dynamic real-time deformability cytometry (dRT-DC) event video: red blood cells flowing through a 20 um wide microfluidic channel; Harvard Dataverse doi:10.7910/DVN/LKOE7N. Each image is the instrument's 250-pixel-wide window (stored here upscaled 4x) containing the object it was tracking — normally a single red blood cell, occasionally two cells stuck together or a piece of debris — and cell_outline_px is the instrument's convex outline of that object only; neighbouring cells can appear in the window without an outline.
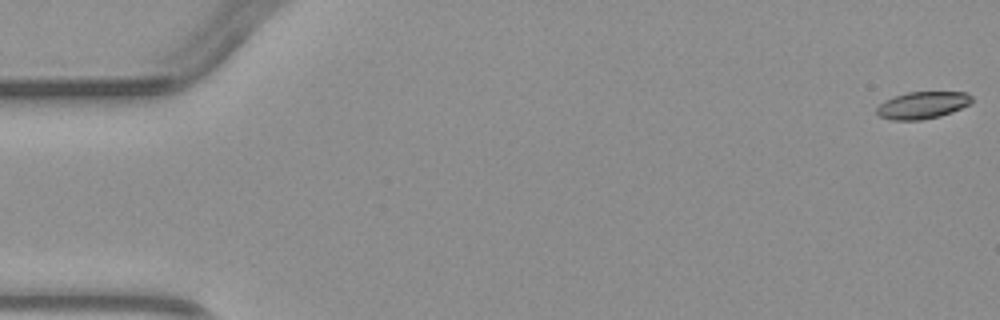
{"species": "common noctule bat (a hibernating species)", "species_latin": "Nyctalus noctula", "temperature_condition": "warm", "stored_images_in_passage": 7, "camera_frame_rate_fps": 3000, "um_per_image_px": 0.085, "animal": {"sex": "male", "body_mass_g": 23.1, "forearm_length_mm": 52.7}, "frame": {"image": 1, "passage_image": 1, "time_ms": 0.0, "image_size_px": [1000, 320], "cell_outline_px": [[972, 104], [952, 112], [940, 116], [920, 120], [888, 120], [880, 116], [876, 112], [876, 108], [884, 100], [892, 96], [908, 92], [968, 92], [972, 96]], "centroid_in_image_um": [78.41, 8.94], "position_along_channel_um": 6.6, "area_um2": 15.26}}
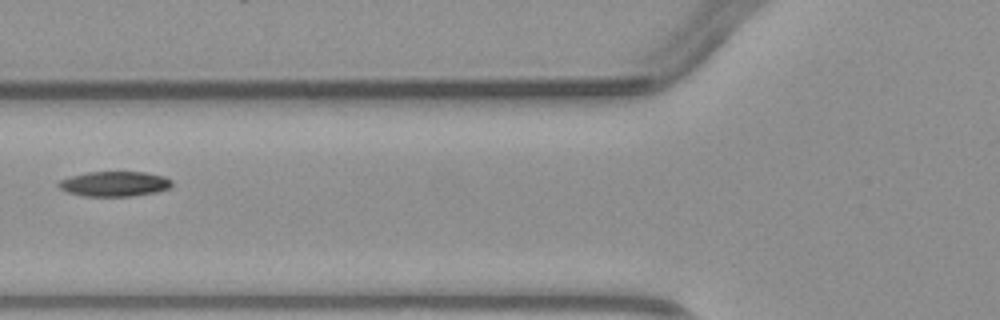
{"frame": {"image": 2, "passage_image": 6, "time_ms": 6.0, "image_size_px": [1000, 320], "cell_outline_px": [[172, 188], [156, 192], [132, 196], [84, 196], [68, 192], [60, 188], [56, 184], [60, 180], [72, 176], [88, 172], [144, 172], [164, 176], [172, 180]], "centroid_in_image_um": [9.77, 15.63], "position_along_channel_um": 116.0, "area_um2": 16.53}}
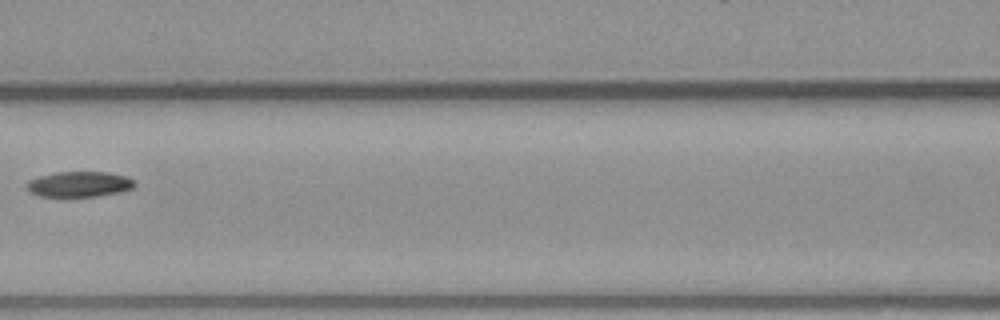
{"frame": {"image": 3, "passage_image": 7, "time_ms": 7.0, "image_size_px": [1000, 320], "cell_outline_px": [[136, 184], [132, 188], [120, 192], [100, 196], [40, 196], [32, 192], [28, 188], [28, 180], [40, 176], [56, 172], [108, 172], [124, 176], [132, 180]], "centroid_in_image_um": [6.76, 15.65], "position_along_channel_um": 159.8, "area_um2": 15.72}}